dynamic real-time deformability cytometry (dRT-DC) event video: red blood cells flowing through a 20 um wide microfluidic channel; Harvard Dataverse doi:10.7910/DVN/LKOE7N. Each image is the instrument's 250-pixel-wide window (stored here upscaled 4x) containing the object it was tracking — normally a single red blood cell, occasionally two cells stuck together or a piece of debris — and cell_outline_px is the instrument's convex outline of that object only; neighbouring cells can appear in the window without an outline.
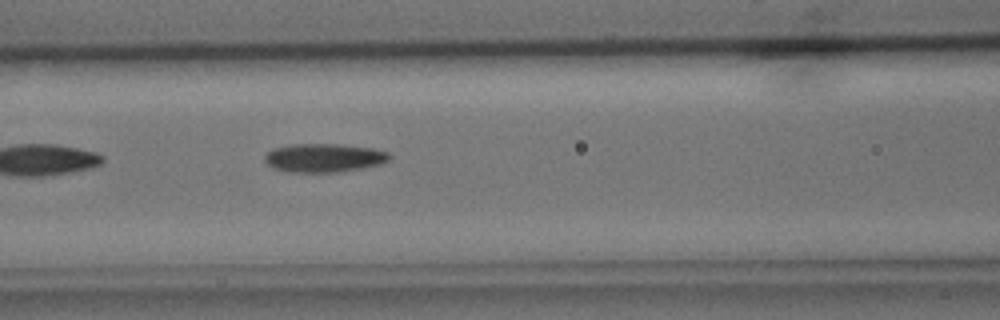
{"species": "common noctule bat (a hibernating species)", "species_latin": "Nyctalus noctula", "temperature_condition": "cold", "stored_images_in_passage": 4, "camera_frame_rate_fps": 3000, "um_per_image_px": 0.085, "animal": {"sex": "male", "body_mass_g": 15.6}, "frame": {"image": 1, "passage_image": 4, "time_ms": 3.667, "image_size_px": [1000, 320], "cell_outline_px": [[388, 160], [380, 164], [360, 168], [336, 172], [288, 172], [272, 168], [264, 160], [264, 156], [272, 148], [292, 144], [336, 144], [372, 148], [388, 152]], "centroid_in_image_um": [27.47, 13.41], "position_along_channel_um": 139.1, "area_um2": 20.63}}